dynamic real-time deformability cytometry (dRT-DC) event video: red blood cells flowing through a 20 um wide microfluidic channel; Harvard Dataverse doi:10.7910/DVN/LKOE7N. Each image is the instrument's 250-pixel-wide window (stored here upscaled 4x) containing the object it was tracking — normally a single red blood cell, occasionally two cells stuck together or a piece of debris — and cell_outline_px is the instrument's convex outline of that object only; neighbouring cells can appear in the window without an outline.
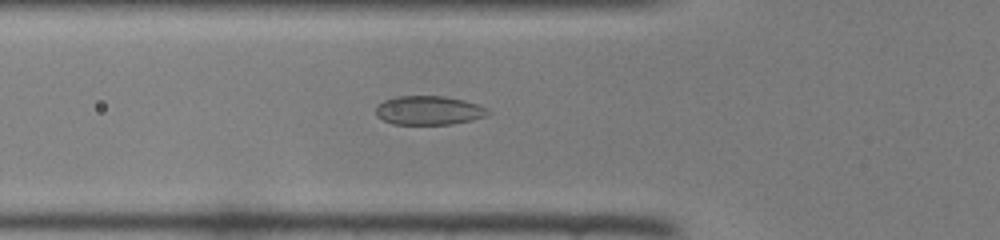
{"species": "common noctule bat (a hibernating species)", "species_latin": "Nyctalus noctula", "temperature_condition": "room temperature", "stored_images_in_passage": 45, "camera_frame_rate_fps": 3000, "um_per_image_px": 0.085, "animal": {"sex": "female", "body_mass_g": 22.0, "forearm_length_mm": 56.7}, "frame": {"image": 1, "passage_image": 15, "time_ms": 4.667, "image_size_px": [1000, 240], "cell_outline_px": [[492, 112], [484, 116], [472, 120], [452, 124], [392, 124], [376, 116], [376, 104], [384, 100], [396, 96], [444, 96], [464, 100], [476, 104]], "centroid_in_image_um": [36.4, 9.38], "position_along_channel_um": 89.4, "area_um2": 18.9}}
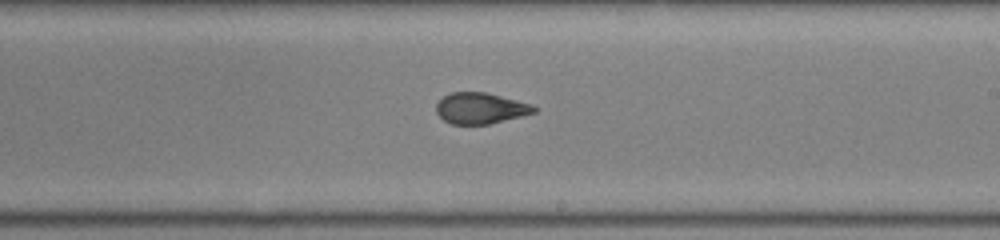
{"frame": {"image": 2, "passage_image": 26, "time_ms": 8.333, "image_size_px": [1000, 240], "cell_outline_px": [[536, 112], [488, 124], [452, 124], [444, 120], [436, 112], [436, 104], [444, 96], [452, 92], [484, 92], [532, 104], [536, 108]], "centroid_in_image_um": [40.82, 9.2], "position_along_channel_um": 248.2, "area_um2": 17.4}}
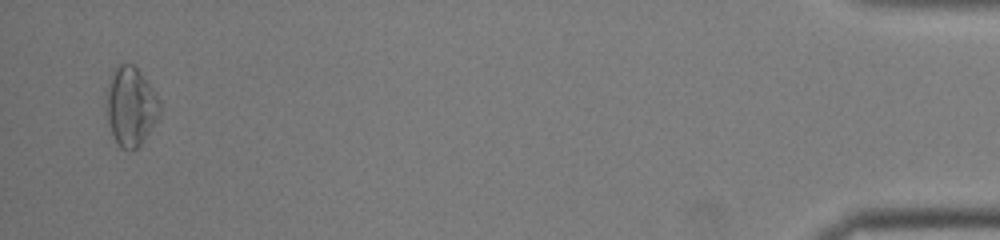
{"frame": {"image": 3, "passage_image": 44, "time_ms": 14.333, "image_size_px": [1000, 240], "cell_outline_px": [[160, 112], [156, 120], [144, 140], [136, 148], [128, 152], [120, 148], [112, 132], [108, 120], [104, 104], [104, 96], [112, 68], [120, 64], [132, 64], [140, 72], [156, 96], [160, 104]], "centroid_in_image_um": [11.05, 9.04], "position_along_channel_um": 424.1, "area_um2": 24.62}}